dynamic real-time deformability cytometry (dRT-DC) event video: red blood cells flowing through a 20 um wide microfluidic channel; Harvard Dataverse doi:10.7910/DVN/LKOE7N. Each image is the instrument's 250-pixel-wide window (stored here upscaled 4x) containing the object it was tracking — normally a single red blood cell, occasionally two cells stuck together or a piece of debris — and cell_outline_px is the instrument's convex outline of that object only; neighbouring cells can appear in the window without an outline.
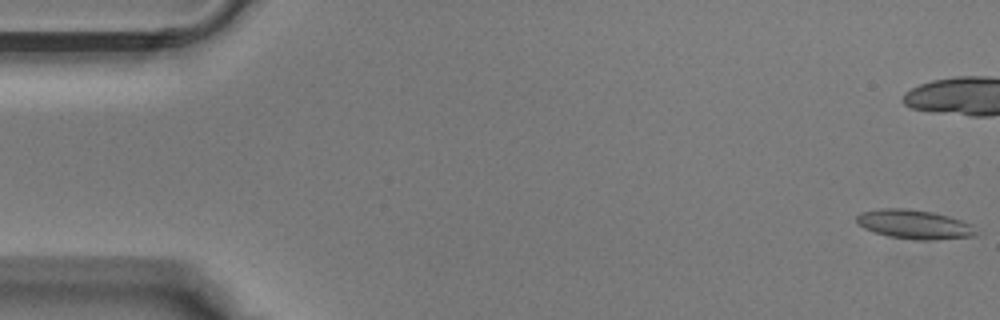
{"species": "Egyptian fruit bat (a non-hibernating species)", "species_latin": "Rousettus aegyptiacus", "temperature_condition": "warm", "stored_images_in_passage": 40, "camera_frame_rate_fps": 3000, "um_per_image_px": 0.085, "animal": {"sex": "male"}, "frame": {"image": 1, "passage_image": 1, "time_ms": 0.0, "image_size_px": [1000, 320], "cell_outline_px": [[976, 236], [928, 240], [916, 240], [892, 236], [876, 232], [864, 228], [856, 220], [856, 216], [860, 212], [880, 208], [908, 208], [932, 212], [948, 216], [960, 220], [968, 224], [976, 232]], "centroid_in_image_um": [77.68, 19.05], "position_along_channel_um": 7.3, "area_um2": 19.88}}